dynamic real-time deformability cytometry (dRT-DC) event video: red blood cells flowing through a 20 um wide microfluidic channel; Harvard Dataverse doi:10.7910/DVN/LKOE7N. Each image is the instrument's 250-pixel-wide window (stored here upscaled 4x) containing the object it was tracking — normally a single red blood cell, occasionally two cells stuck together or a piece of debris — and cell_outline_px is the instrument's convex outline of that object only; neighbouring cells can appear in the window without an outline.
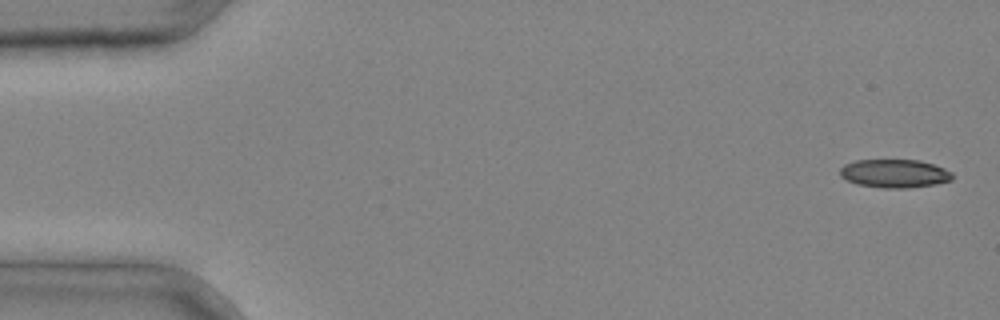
{"species": "common noctule bat (a hibernating species)", "species_latin": "Nyctalus noctula", "temperature_condition": "cold", "stored_images_in_passage": 3, "camera_frame_rate_fps": 3000, "um_per_image_px": 0.085, "animal": {"sex": "male", "body_mass_g": 20.4}, "frame": {"image": 1, "passage_image": 1, "time_ms": 0.0, "image_size_px": [1000, 320], "cell_outline_px": [[952, 180], [936, 184], [908, 188], [884, 188], [856, 184], [840, 176], [840, 168], [844, 164], [856, 160], [920, 160], [944, 168], [952, 172]], "centroid_in_image_um": [76.03, 14.75], "position_along_channel_um": 9.0, "area_um2": 18.61}}
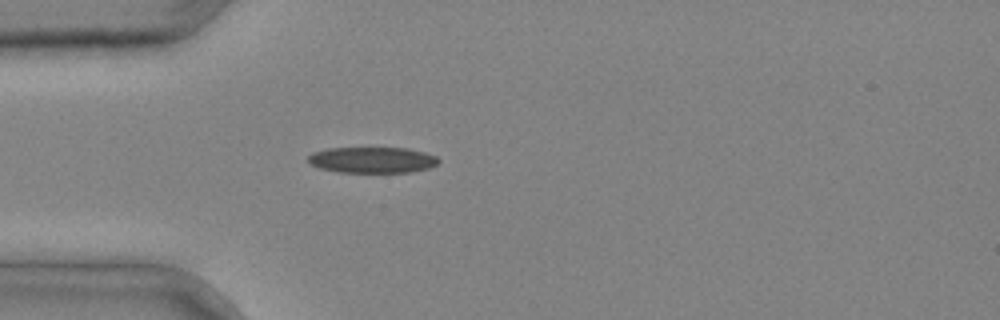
{"frame": {"image": 2, "passage_image": 3, "time_ms": 0.667, "image_size_px": [1000, 320], "cell_outline_px": [[440, 160], [436, 164], [428, 168], [412, 172], [340, 172], [320, 168], [312, 164], [308, 160], [308, 156], [312, 152], [328, 148], [408, 148], [424, 152], [436, 156]], "centroid_in_image_um": [31.65, 13.59], "position_along_channel_um": 53.3, "area_um2": 19.65}}